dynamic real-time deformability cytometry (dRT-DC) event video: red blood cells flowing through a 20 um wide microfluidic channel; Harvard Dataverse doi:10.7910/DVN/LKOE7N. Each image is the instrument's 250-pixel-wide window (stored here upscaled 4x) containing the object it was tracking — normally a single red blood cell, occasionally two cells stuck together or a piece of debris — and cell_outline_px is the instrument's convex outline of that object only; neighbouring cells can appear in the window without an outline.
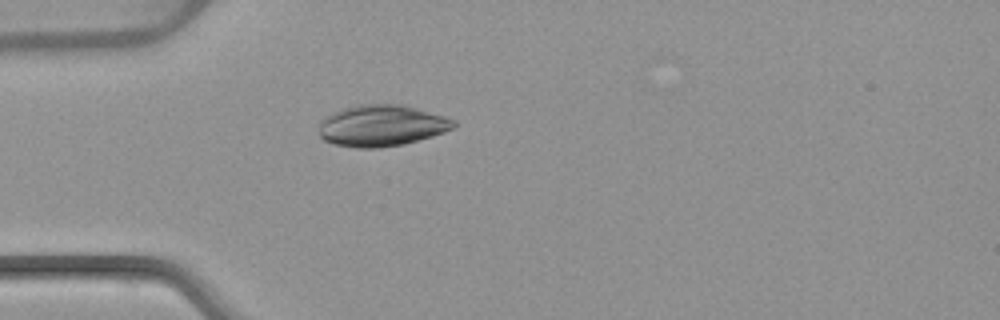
{"species": "common noctule bat (a hibernating species)", "species_latin": "Nyctalus noctula", "temperature_condition": "warm", "stored_images_in_passage": 3, "camera_frame_rate_fps": 3000, "um_per_image_px": 0.085, "animal": {"sex": "female", "body_mass_g": 22.7, "forearm_length_mm": 54.2}, "frame": {"image": 1, "passage_image": 3, "time_ms": 3.0, "image_size_px": [1000, 320], "cell_outline_px": [[456, 124], [452, 128], [444, 132], [432, 136], [404, 144], [380, 148], [356, 148], [332, 144], [324, 140], [320, 136], [320, 120], [344, 108], [356, 104], [400, 104], [444, 116], [456, 120]], "centroid_in_image_um": [32.43, 10.69], "position_along_channel_um": 52.6, "area_um2": 32.37}}